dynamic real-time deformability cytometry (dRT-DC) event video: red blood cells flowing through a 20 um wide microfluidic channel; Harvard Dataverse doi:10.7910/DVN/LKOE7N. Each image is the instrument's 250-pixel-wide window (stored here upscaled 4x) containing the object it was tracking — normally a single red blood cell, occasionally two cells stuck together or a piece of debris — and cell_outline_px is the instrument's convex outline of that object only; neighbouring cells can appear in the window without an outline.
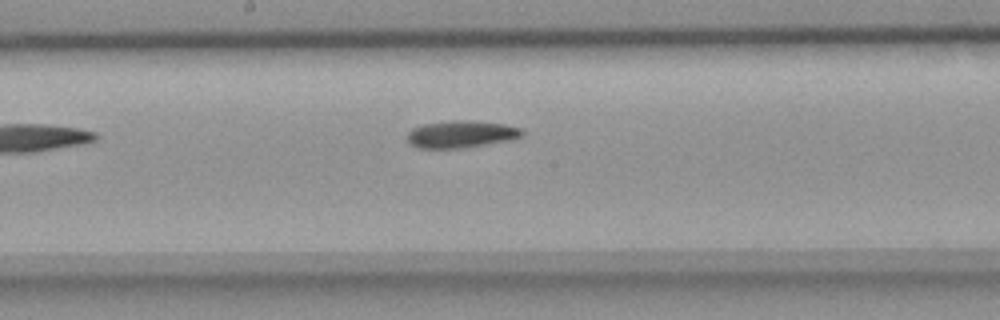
{"species": "common noctule bat (a hibernating species)", "species_latin": "Nyctalus noctula", "temperature_condition": "room temperature", "stored_images_in_passage": 8, "camera_frame_rate_fps": 3000, "um_per_image_px": 0.085, "animal": {"sex": "female", "body_mass_g": 18.4}, "frame": {"image": 1, "passage_image": 8, "time_ms": 2.333, "image_size_px": [1000, 320], "cell_outline_px": [[524, 136], [512, 140], [464, 148], [420, 148], [412, 144], [408, 140], [408, 132], [412, 128], [424, 124], [452, 120], [468, 120], [504, 124], [520, 128], [524, 132]], "centroid_in_image_um": [39.24, 11.41], "position_along_channel_um": 209.0, "area_um2": 18.21}}